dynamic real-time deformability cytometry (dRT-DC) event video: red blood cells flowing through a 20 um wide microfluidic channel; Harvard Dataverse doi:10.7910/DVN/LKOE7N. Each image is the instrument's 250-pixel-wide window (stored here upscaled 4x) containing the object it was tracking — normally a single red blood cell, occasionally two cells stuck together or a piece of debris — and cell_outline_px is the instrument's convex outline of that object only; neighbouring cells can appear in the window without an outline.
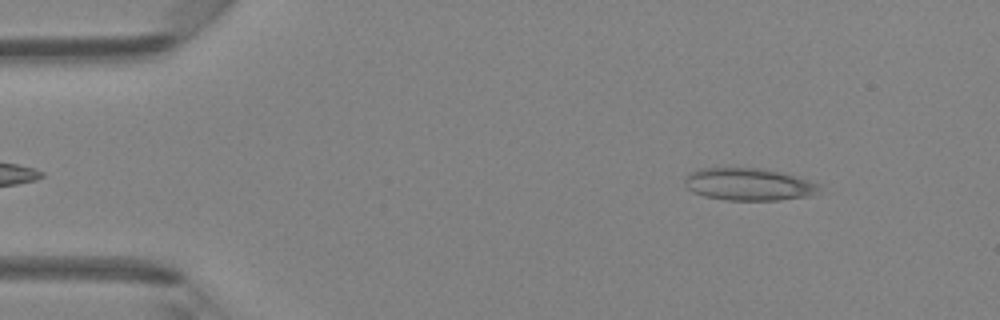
{"species": "Egyptian fruit bat (a non-hibernating species)", "species_latin": "Rousettus aegyptiacus", "temperature_condition": "room temperature", "stored_images_in_passage": 43, "camera_frame_rate_fps": 3000, "um_per_image_px": 0.085, "animal": {"sex": "female"}, "frame": {"image": 1, "passage_image": 2, "time_ms": 0.333, "image_size_px": [1000, 320], "cell_outline_px": [[820, 188], [812, 196], [780, 200], [724, 200], [704, 196], [692, 192], [684, 184], [684, 176], [688, 172], [700, 168], [764, 168], [784, 172], [820, 184]], "centroid_in_image_um": [63.62, 15.66], "position_along_channel_um": 21.4, "area_um2": 25.78}}
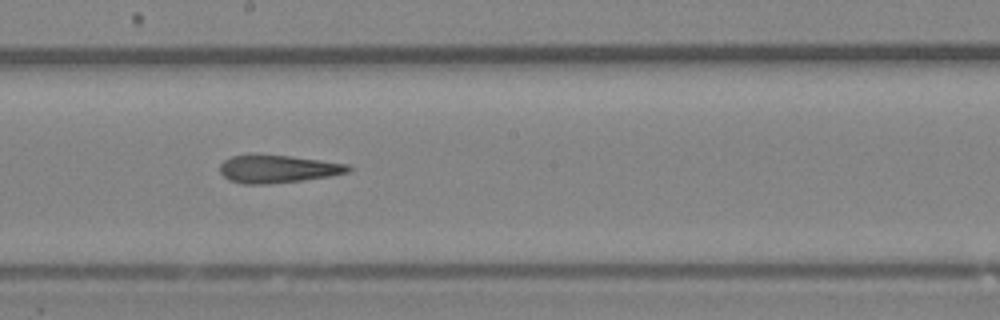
{"frame": {"image": 2, "passage_image": 22, "time_ms": 7.0, "image_size_px": [1000, 320], "cell_outline_px": [[352, 168], [348, 172], [332, 176], [268, 184], [244, 184], [228, 180], [220, 172], [220, 164], [224, 160], [232, 156], [248, 152], [252, 152], [288, 156], [320, 160], [348, 164]], "centroid_in_image_um": [23.55, 14.33], "position_along_channel_um": 224.7, "area_um2": 21.21}}
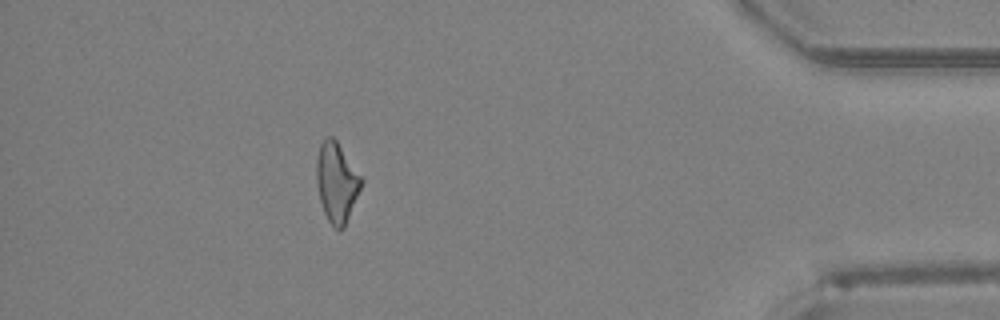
{"frame": {"image": 3, "passage_image": 38, "time_ms": 12.333, "image_size_px": [1000, 320], "cell_outline_px": [[364, 180], [344, 228], [336, 228], [328, 220], [324, 212], [320, 200], [316, 180], [316, 160], [320, 144], [324, 136], [332, 136], [336, 140]], "centroid_in_image_um": [28.6, 15.46], "position_along_channel_um": 406.6, "area_um2": 20.63}, "authors_computed_cell_mechanics": {"area_um2": 21.3282, "velocity_mm_per_s": 4.3211, "shape_relaxation_time_tau1_ms": 10.2709, "shape_relaxation_time_tau2_ms": 2.9631, "deformation_change_tau1": 0.2377, "deformation_change_tau2": 0.1585}}